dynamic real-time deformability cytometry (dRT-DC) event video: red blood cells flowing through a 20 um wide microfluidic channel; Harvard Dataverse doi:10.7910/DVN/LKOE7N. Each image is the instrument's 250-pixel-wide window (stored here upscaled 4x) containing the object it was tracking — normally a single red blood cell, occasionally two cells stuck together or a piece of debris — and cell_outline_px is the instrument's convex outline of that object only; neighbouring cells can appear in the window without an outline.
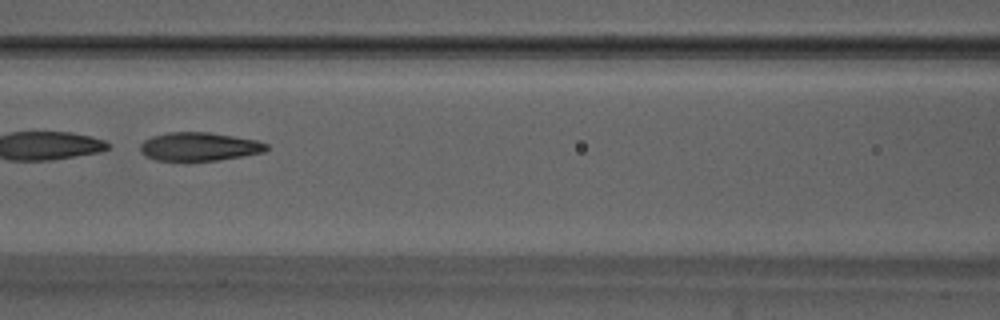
{"species": "Egyptian fruit bat (a non-hibernating species)", "species_latin": "Rousettus aegyptiacus", "temperature_condition": "warm", "stored_images_in_passage": 51, "camera_frame_rate_fps": 3000, "um_per_image_px": 0.085, "animal": {"sex": "male"}, "frame": {"image": 1, "passage_image": 22, "time_ms": 7.0, "image_size_px": [1000, 320], "cell_outline_px": [[268, 148], [264, 152], [244, 156], [188, 164], [184, 164], [156, 160], [144, 156], [140, 152], [140, 144], [144, 140], [152, 136], [168, 132], [208, 132], [256, 140], [268, 144]], "centroid_in_image_um": [16.86, 12.51], "position_along_channel_um": 149.7, "area_um2": 21.79}}